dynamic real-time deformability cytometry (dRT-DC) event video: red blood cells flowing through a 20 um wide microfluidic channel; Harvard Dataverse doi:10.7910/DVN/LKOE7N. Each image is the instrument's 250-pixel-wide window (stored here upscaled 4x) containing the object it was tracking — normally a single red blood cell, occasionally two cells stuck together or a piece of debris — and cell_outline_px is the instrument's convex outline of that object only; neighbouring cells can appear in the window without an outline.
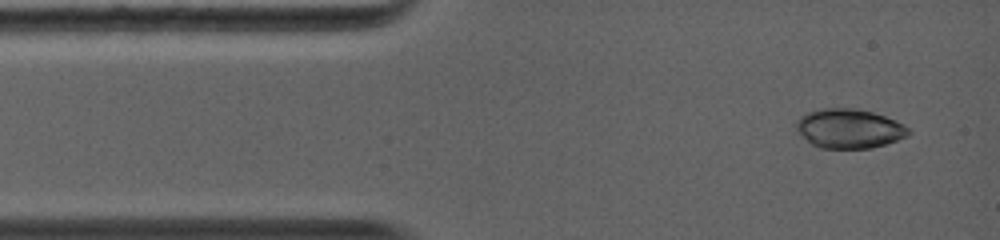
{"species": "common noctule bat (a hibernating species)", "species_latin": "Nyctalus noctula", "temperature_condition": "warm", "stored_images_in_passage": 4, "camera_frame_rate_fps": 5000, "um_per_image_px": 0.085, "animal": {"sex": "female", "body_mass_g": 19.0, "forearm_length_mm": 56.7}, "frame": {"image": 1, "passage_image": 1, "time_ms": 0.0, "image_size_px": [1000, 240], "cell_outline_px": [[912, 132], [908, 136], [872, 148], [820, 148], [812, 144], [796, 128], [796, 120], [804, 112], [824, 108], [856, 108], [872, 112], [896, 120], [904, 124]], "centroid_in_image_um": [72.19, 10.91], "position_along_channel_um": 12.8, "area_um2": 25.72}}
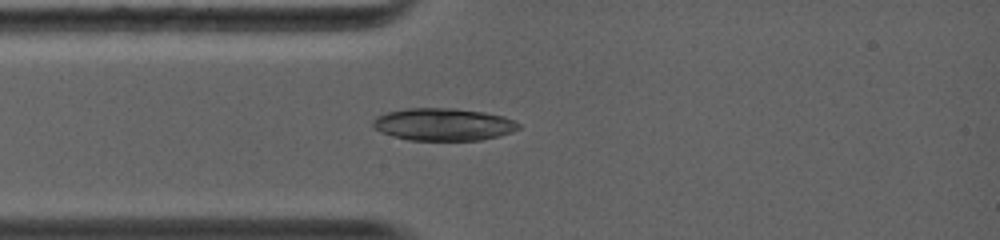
{"frame": {"image": 2, "passage_image": 4, "time_ms": 2.0, "image_size_px": [1000, 240], "cell_outline_px": [[520, 128], [512, 132], [500, 136], [480, 140], [408, 140], [380, 132], [372, 128], [372, 120], [376, 116], [388, 112], [408, 108], [456, 108], [484, 112], [504, 116], [520, 124]], "centroid_in_image_um": [37.67, 10.57], "position_along_channel_um": 47.3, "area_um2": 27.69}}